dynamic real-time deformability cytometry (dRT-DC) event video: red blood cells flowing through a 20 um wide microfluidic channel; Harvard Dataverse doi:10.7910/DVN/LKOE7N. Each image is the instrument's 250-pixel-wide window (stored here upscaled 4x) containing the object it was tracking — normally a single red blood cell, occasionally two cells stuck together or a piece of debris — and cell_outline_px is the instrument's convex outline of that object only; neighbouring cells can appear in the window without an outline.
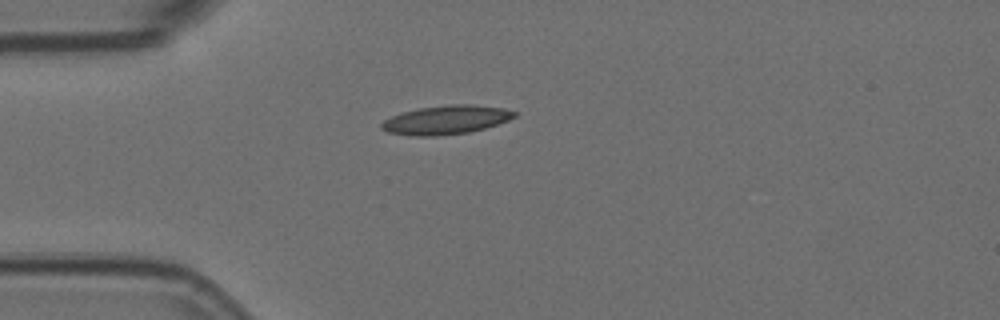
{"species": "Egyptian fruit bat (a non-hibernating species)", "species_latin": "Rousettus aegyptiacus", "temperature_condition": "room temperature", "stored_images_in_passage": 3, "camera_frame_rate_fps": 3000, "um_per_image_px": 0.085, "animal": {"sex": "female"}, "frame": {"image": 1, "passage_image": 1, "time_ms": 0.0, "image_size_px": [1000, 320], "cell_outline_px": [[516, 116], [508, 120], [484, 128], [468, 132], [436, 136], [412, 136], [388, 132], [380, 128], [380, 124], [384, 120], [392, 116], [404, 112], [420, 108], [448, 104], [472, 104], [504, 108], [516, 112]], "centroid_in_image_um": [37.9, 10.18], "position_along_channel_um": 47.1, "area_um2": 22.2}}